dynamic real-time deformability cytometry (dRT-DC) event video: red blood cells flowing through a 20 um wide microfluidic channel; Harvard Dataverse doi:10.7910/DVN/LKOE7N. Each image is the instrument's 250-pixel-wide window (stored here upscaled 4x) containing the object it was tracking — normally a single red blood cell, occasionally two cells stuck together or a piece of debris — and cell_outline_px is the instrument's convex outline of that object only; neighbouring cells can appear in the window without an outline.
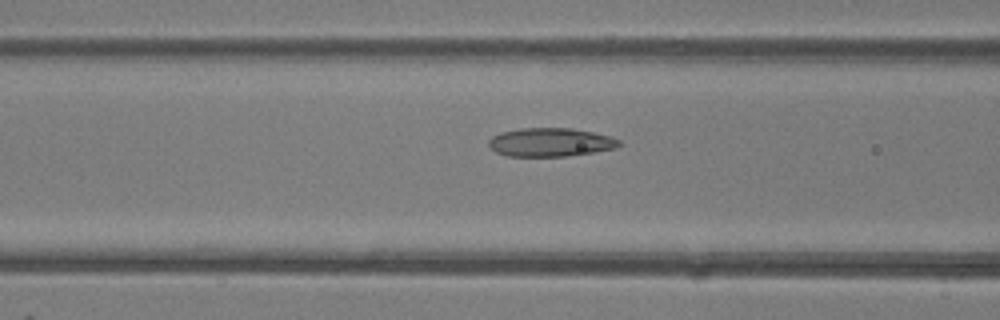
{"species": "common noctule bat (a hibernating species)", "species_latin": "Nyctalus noctula", "temperature_condition": "room temperature", "stored_images_in_passage": 41, "camera_frame_rate_fps": 3000, "um_per_image_px": 0.085, "animal": {"sex": "female"}, "frame": {"image": 1, "passage_image": 17, "time_ms": 5.333, "image_size_px": [1000, 320], "cell_outline_px": [[620, 144], [616, 148], [568, 156], [508, 156], [496, 152], [488, 144], [488, 140], [492, 136], [500, 132], [520, 128], [572, 128], [612, 136], [620, 140]], "centroid_in_image_um": [46.78, 12.08], "position_along_channel_um": 119.8, "area_um2": 21.73}}
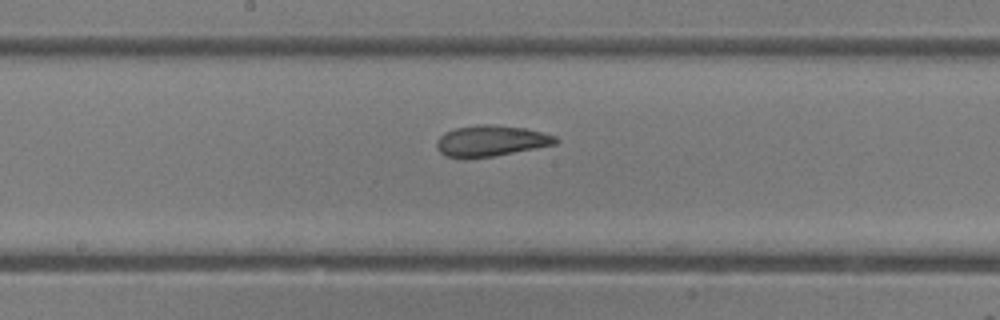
{"frame": {"image": 2, "passage_image": 23, "time_ms": 7.333, "image_size_px": [1000, 320], "cell_outline_px": [[560, 140], [556, 144], [536, 148], [492, 156], [464, 160], [444, 156], [436, 148], [436, 140], [444, 132], [456, 128], [476, 124], [488, 124], [524, 128], [544, 132], [556, 136]], "centroid_in_image_um": [41.69, 11.99], "position_along_channel_um": 206.5, "area_um2": 21.85}}
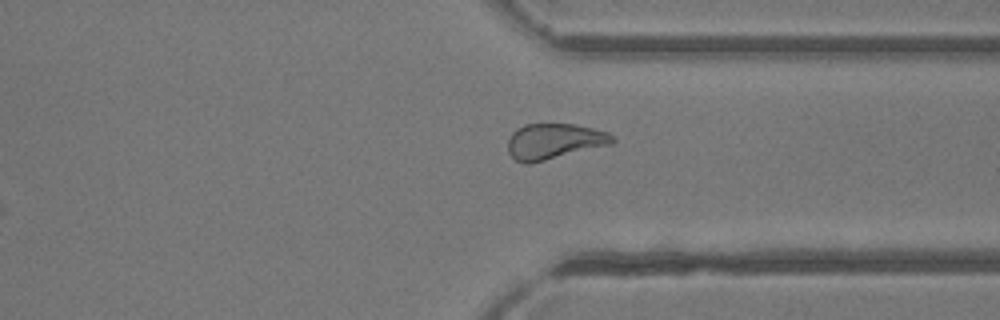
{"frame": {"image": 3, "passage_image": 34, "time_ms": 11.0, "image_size_px": [1000, 320], "cell_outline_px": [[616, 140], [612, 144], [528, 164], [524, 164], [516, 160], [508, 152], [508, 140], [512, 132], [516, 128], [524, 124], [576, 124], [608, 132]], "centroid_in_image_um": [47.09, 12.0], "position_along_channel_um": 364.3, "area_um2": 21.68}, "authors_computed_cell_mechanics": {"area_um2": 21.9062, "velocity_mm_per_s": 4.3192, "shape_relaxation_time_tau1_ms": 9.5497, "shape_relaxation_time_tau2_ms": 2.3784, "deformation_change_tau1": 0.2448, "deformation_change_tau2": 0.09}}